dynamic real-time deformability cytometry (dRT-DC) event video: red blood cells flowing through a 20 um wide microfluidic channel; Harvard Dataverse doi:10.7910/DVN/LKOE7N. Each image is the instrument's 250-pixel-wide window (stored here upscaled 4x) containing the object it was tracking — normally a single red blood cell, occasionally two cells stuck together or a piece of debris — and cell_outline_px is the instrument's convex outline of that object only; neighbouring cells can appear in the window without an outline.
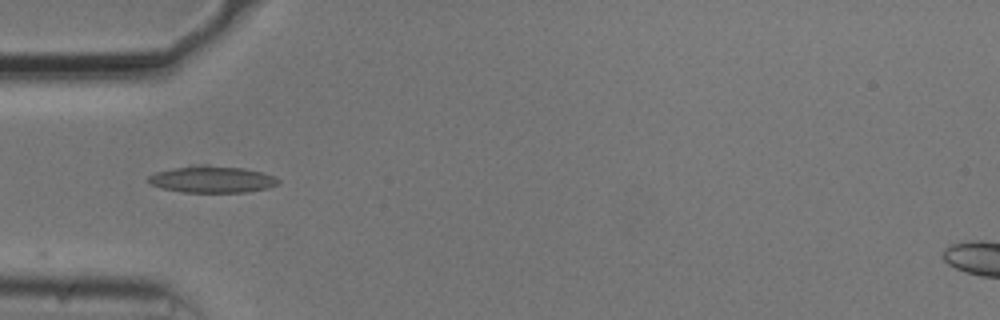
{"species": "common noctule bat (a hibernating species)", "species_latin": "Nyctalus noctula", "temperature_condition": "cold", "stored_images_in_passage": 11, "camera_frame_rate_fps": 3000, "um_per_image_px": 0.085, "animal": {"sex": "male", "body_mass_g": 20.5, "forearm_length_mm": 52.5}, "frame": {"image": 1, "passage_image": 1, "time_ms": 0.0, "image_size_px": [1000, 320], "cell_outline_px": [[280, 184], [268, 188], [248, 192], [184, 192], [160, 188], [144, 180], [148, 176], [156, 172], [172, 168], [192, 164], [208, 164], [244, 168], [260, 172], [272, 176], [280, 180]], "centroid_in_image_um": [17.99, 15.23], "position_along_channel_um": 67.0, "area_um2": 20.58}}
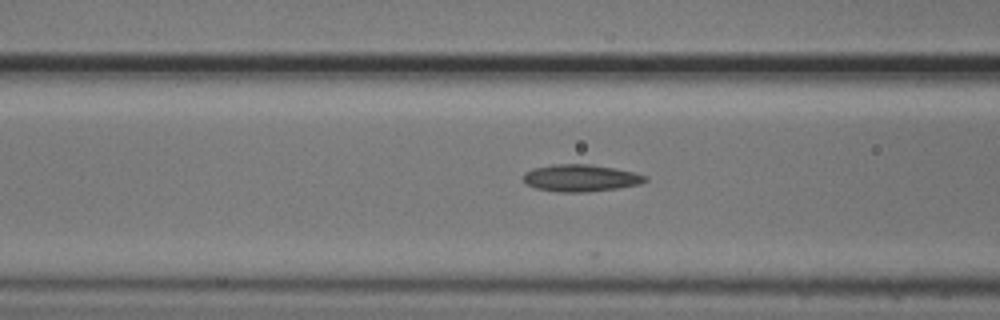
{"frame": {"image": 2, "passage_image": 5, "time_ms": 1.333, "image_size_px": [1000, 320], "cell_outline_px": [[648, 180], [640, 184], [616, 188], [588, 192], [560, 192], [536, 188], [524, 184], [524, 172], [532, 168], [552, 164], [592, 164], [632, 172], [648, 176]], "centroid_in_image_um": [49.32, 15.13], "position_along_channel_um": 117.3, "area_um2": 19.25}}
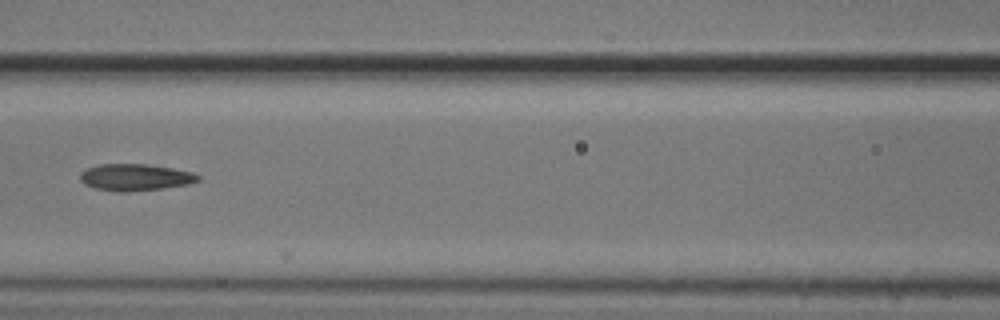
{"frame": {"image": 3, "passage_image": 8, "time_ms": 2.333, "image_size_px": [1000, 320], "cell_outline_px": [[200, 180], [188, 184], [160, 188], [124, 192], [120, 192], [96, 188], [84, 184], [80, 180], [80, 176], [88, 168], [100, 164], [144, 164], [172, 168], [192, 172], [200, 176]], "centroid_in_image_um": [11.51, 15.06], "position_along_channel_um": 155.1, "area_um2": 18.03}}